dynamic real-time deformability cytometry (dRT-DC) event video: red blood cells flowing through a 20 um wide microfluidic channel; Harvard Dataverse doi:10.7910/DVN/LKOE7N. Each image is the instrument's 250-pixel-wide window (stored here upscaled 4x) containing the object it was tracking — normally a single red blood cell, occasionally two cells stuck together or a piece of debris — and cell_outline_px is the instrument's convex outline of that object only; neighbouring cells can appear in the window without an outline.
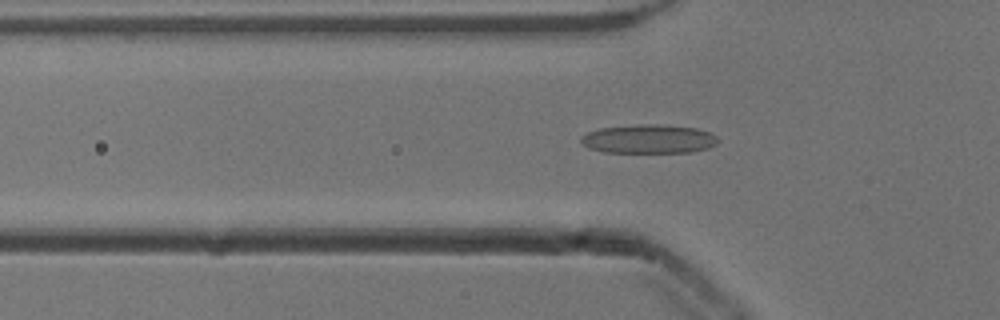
{"species": "common noctule bat (a hibernating species)", "species_latin": "Nyctalus noctula", "temperature_condition": "cold", "stored_images_in_passage": 43, "camera_frame_rate_fps": 3000, "um_per_image_px": 0.085, "animal": {"sex": "male", "body_mass_g": 13.3}, "frame": {"image": 1, "passage_image": 8, "time_ms": 2.333, "image_size_px": [1000, 320], "cell_outline_px": [[716, 144], [708, 148], [692, 152], [604, 152], [588, 148], [580, 140], [580, 136], [588, 132], [600, 128], [640, 124], [660, 124], [696, 128], [708, 132], [716, 136]], "centroid_in_image_um": [55.11, 11.81], "position_along_channel_um": 70.7, "area_um2": 22.95}}
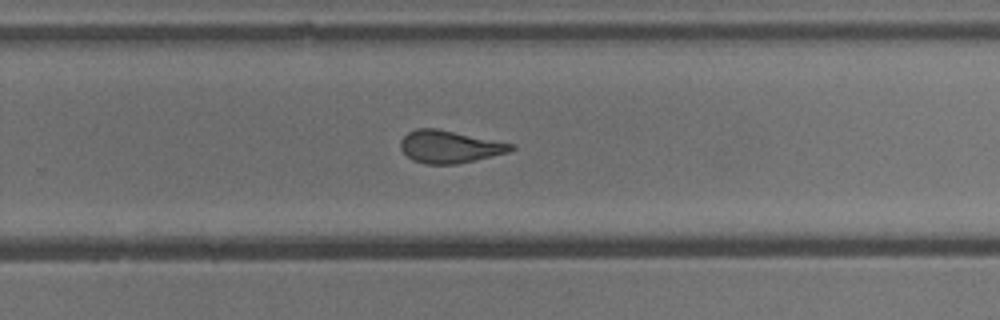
{"frame": {"image": 2, "passage_image": 25, "time_ms": 8.0, "image_size_px": [1000, 320], "cell_outline_px": [[516, 148], [508, 152], [476, 160], [456, 164], [424, 164], [412, 160], [400, 148], [400, 140], [408, 132], [416, 128], [436, 128], [516, 144]], "centroid_in_image_um": [38.22, 12.47], "position_along_channel_um": 291.6, "area_um2": 20.98}}
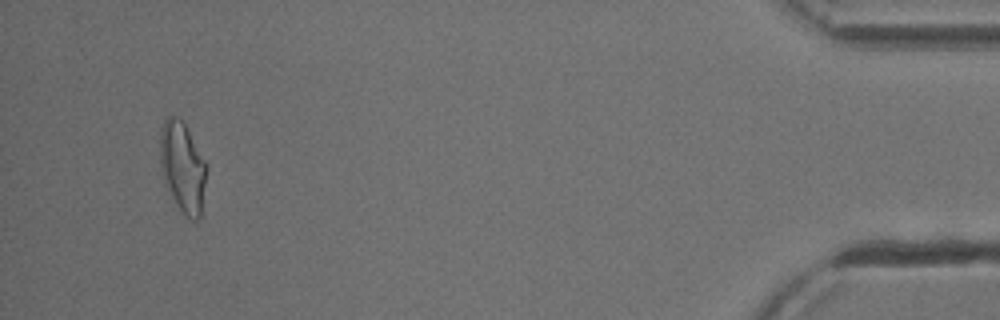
{"frame": {"image": 3, "passage_image": 41, "time_ms": 13.333, "image_size_px": [1000, 320], "cell_outline_px": [[208, 168], [200, 216], [196, 220], [192, 220], [184, 216], [176, 204], [164, 180], [160, 168], [160, 128], [164, 120], [168, 116], [172, 116], [180, 120], [184, 124], [204, 160]], "centroid_in_image_um": [15.51, 14.23], "position_along_channel_um": 419.7, "area_um2": 24.22}, "authors_computed_cell_mechanics": {"area_um2": 21.386, "velocity_mm_per_s": 3.8779, "shape_relaxation_time_tau1_ms": 4.6671, "shape_relaxation_time_tau2_ms": 1.5619, "deformation_change_tau1": 0.1799, "deformation_change_tau2": 0.11}}